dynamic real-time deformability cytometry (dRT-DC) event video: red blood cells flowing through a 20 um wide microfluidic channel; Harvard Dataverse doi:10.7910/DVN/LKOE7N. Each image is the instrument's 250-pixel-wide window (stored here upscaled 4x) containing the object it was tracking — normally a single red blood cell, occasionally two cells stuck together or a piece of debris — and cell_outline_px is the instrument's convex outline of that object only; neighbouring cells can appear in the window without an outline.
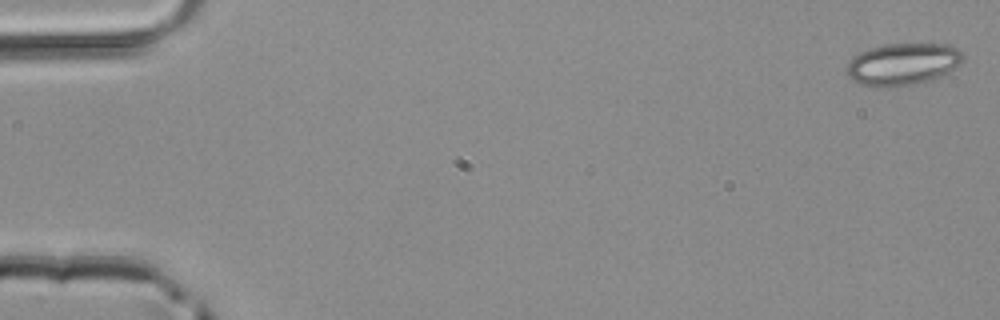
{"species": "common noctule bat (a hibernating species)", "species_latin": "Nyctalus noctula", "temperature_condition": "room temperature", "stored_images_in_passage": 50, "camera_frame_rate_fps": 3000, "um_per_image_px": 0.085, "animal": {"sex": "male", "body_mass_g": 20.4}, "frame": {"image": 1, "passage_image": 1, "time_ms": 0.0, "image_size_px": [1000, 320], "cell_outline_px": [[964, 60], [956, 68], [940, 76], [916, 84], [896, 88], [876, 88], [860, 84], [852, 80], [848, 76], [848, 60], [852, 56], [860, 52], [884, 44], [948, 44], [964, 52]], "centroid_in_image_um": [76.74, 5.47], "position_along_channel_um": 8.3, "area_um2": 28.96}}
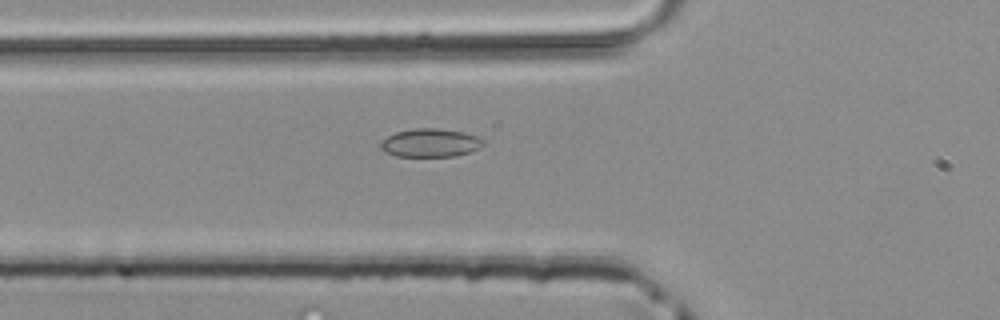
{"frame": {"image": 2, "passage_image": 18, "time_ms": 5.667, "image_size_px": [1000, 320], "cell_outline_px": [[484, 144], [480, 148], [456, 156], [396, 156], [384, 152], [380, 148], [380, 144], [388, 136], [396, 132], [412, 128], [436, 128], [460, 132], [476, 136], [484, 140]], "centroid_in_image_um": [36.56, 12.14], "position_along_channel_um": 89.2, "area_um2": 16.82}}
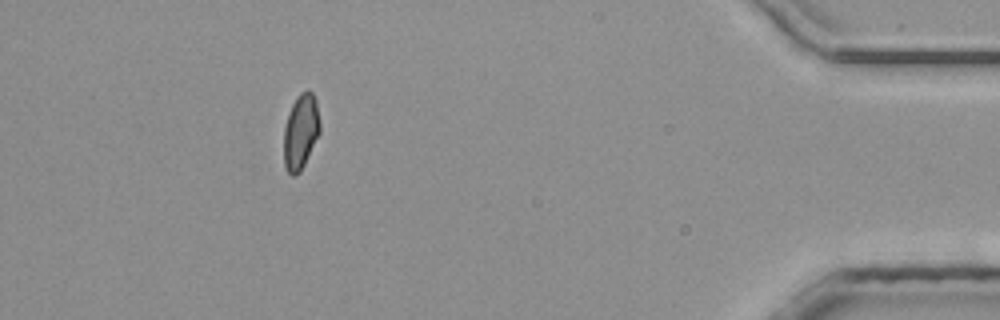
{"frame": {"image": 3, "passage_image": 45, "time_ms": 14.667, "image_size_px": [1000, 320], "cell_outline_px": [[320, 132], [300, 172], [296, 176], [292, 176], [288, 172], [284, 164], [284, 128], [292, 104], [296, 96], [300, 92], [308, 88], [312, 92], [316, 100], [320, 124]], "centroid_in_image_um": [25.56, 11.17], "position_along_channel_um": 409.6, "area_um2": 15.84}}